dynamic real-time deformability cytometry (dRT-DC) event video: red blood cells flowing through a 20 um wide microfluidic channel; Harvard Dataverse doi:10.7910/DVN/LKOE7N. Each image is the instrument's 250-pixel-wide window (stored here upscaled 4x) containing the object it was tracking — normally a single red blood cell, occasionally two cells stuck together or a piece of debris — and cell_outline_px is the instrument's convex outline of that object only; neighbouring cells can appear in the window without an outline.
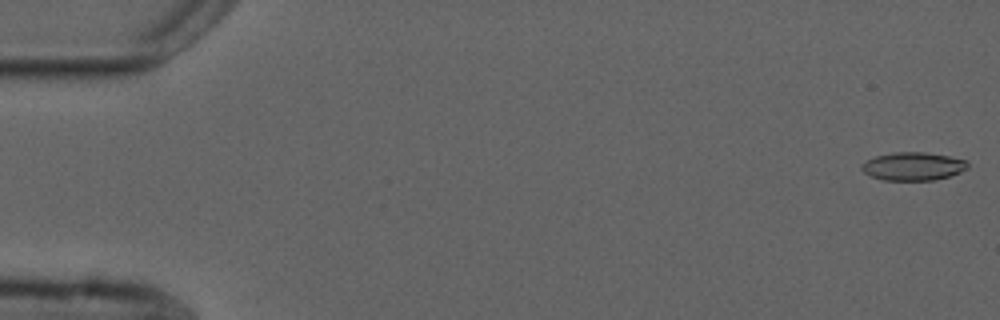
{"species": "common noctule bat (a hibernating species)", "species_latin": "Nyctalus noctula", "temperature_condition": "cold", "stored_images_in_passage": 4, "camera_frame_rate_fps": 3000, "um_per_image_px": 0.085, "animal": {"sex": "male", "forearm_length_mm": 52.5}, "frame": {"image": 1, "passage_image": 1, "time_ms": 0.0, "image_size_px": [1000, 320], "cell_outline_px": [[968, 168], [960, 172], [948, 176], [932, 180], [884, 180], [872, 176], [864, 172], [860, 168], [860, 164], [876, 156], [892, 152], [928, 152], [968, 160]], "centroid_in_image_um": [77.62, 14.12], "position_along_channel_um": 7.4, "area_um2": 17.4}}